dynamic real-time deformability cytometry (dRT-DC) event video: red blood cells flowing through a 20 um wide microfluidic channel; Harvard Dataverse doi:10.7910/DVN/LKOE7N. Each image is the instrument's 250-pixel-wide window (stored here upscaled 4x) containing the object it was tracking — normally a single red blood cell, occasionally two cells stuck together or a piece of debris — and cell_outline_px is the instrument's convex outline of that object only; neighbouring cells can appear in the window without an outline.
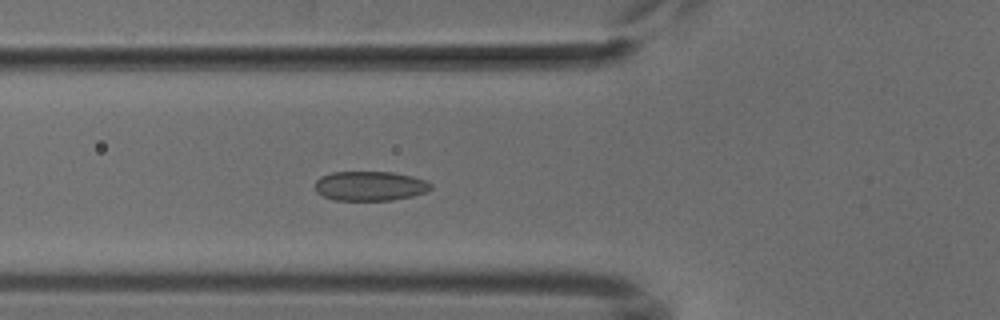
{"species": "common noctule bat (a hibernating species)", "species_latin": "Nyctalus noctula", "temperature_condition": "cold", "stored_images_in_passage": 6, "camera_frame_rate_fps": 3000, "um_per_image_px": 0.085, "animal": {"sex": "male", "body_mass_g": 18.8}, "frame": {"image": 1, "passage_image": 6, "time_ms": 6.0, "image_size_px": [1000, 320], "cell_outline_px": [[432, 188], [428, 192], [412, 196], [392, 200], [336, 200], [324, 196], [316, 192], [316, 180], [320, 176], [332, 172], [392, 172], [412, 176], [424, 180], [432, 184]], "centroid_in_image_um": [31.47, 15.8], "position_along_channel_um": 94.3, "area_um2": 19.94}}